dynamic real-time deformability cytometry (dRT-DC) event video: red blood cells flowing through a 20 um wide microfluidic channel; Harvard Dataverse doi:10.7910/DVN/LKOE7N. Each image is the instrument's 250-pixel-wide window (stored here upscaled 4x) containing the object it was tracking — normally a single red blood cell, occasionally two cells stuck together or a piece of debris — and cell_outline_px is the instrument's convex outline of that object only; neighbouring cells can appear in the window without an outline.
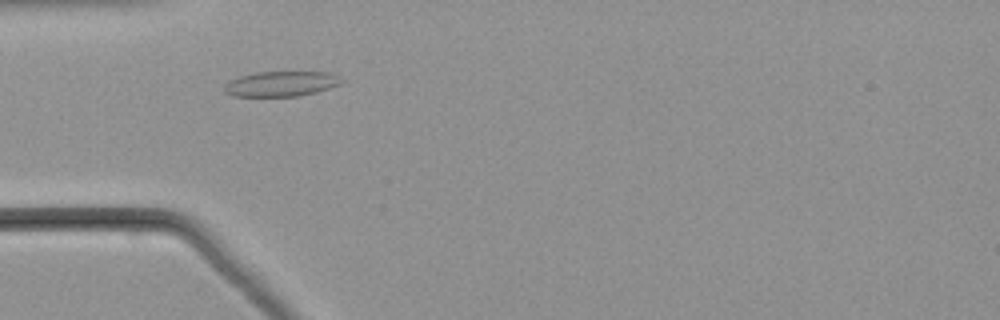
{"species": "common noctule bat (a hibernating species)", "species_latin": "Nyctalus noctula", "temperature_condition": "warm", "stored_images_in_passage": 44, "camera_frame_rate_fps": 3000, "um_per_image_px": 0.085, "animal": {"sex": "male", "body_mass_g": 21.5, "forearm_length_mm": 52.0}, "frame": {"image": 1, "passage_image": 8, "time_ms": 2.333, "image_size_px": [1000, 320], "cell_outline_px": [[344, 80], [340, 84], [316, 92], [296, 96], [232, 96], [224, 92], [224, 84], [228, 80], [240, 76], [256, 72], [328, 72], [340, 76]], "centroid_in_image_um": [23.87, 7.12], "position_along_channel_um": 61.1, "area_um2": 17.22}}
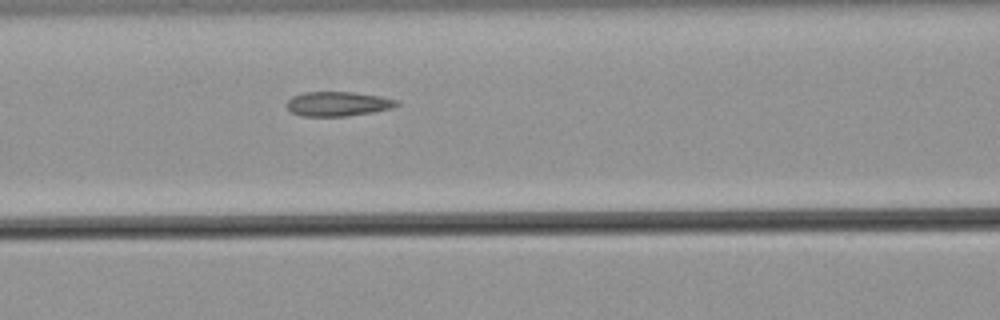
{"frame": {"image": 2, "passage_image": 14, "time_ms": 4.333, "image_size_px": [1000, 320], "cell_outline_px": [[400, 104], [392, 108], [372, 112], [344, 116], [300, 116], [292, 112], [288, 108], [288, 100], [292, 96], [304, 92], [356, 92], [380, 96], [396, 100]], "centroid_in_image_um": [28.72, 8.82], "position_along_channel_um": 137.9, "area_um2": 15.61}}
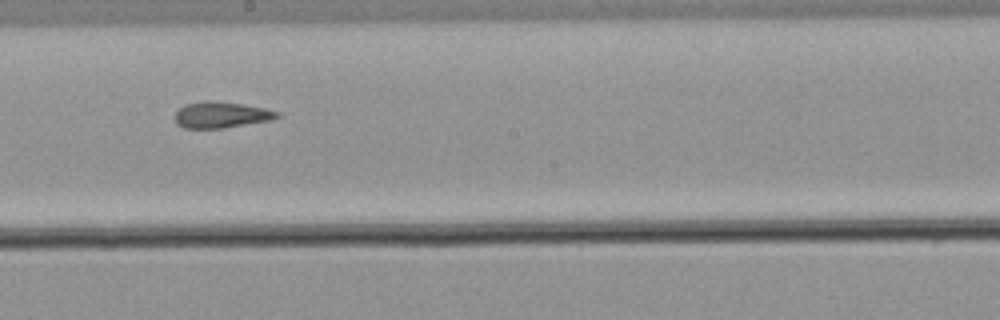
{"frame": {"image": 3, "passage_image": 21, "time_ms": 6.667, "image_size_px": [1000, 320], "cell_outline_px": [[280, 116], [268, 120], [220, 128], [184, 128], [176, 124], [176, 112], [184, 104], [208, 100], [240, 104], [264, 108], [280, 112]], "centroid_in_image_um": [18.76, 9.75], "position_along_channel_um": 229.4, "area_um2": 15.2}}